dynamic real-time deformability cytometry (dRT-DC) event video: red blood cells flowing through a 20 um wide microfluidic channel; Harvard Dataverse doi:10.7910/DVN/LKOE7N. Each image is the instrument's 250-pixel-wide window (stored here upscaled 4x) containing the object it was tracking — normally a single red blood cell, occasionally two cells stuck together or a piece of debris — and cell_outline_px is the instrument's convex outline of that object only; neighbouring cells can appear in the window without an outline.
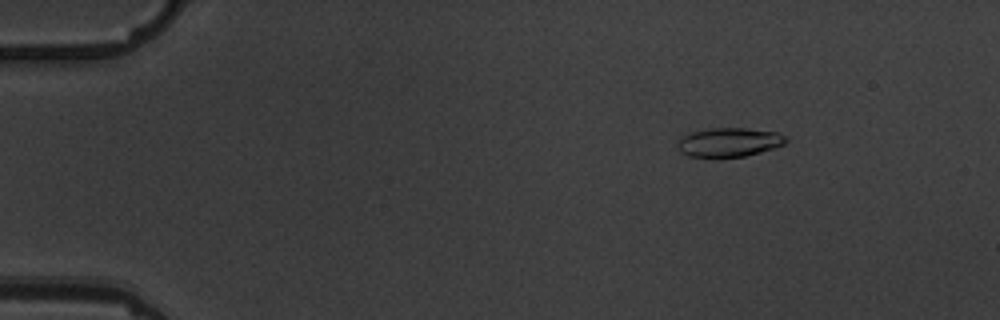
{"species": "common noctule bat (a hibernating species)", "species_latin": "Nyctalus noctula", "temperature_condition": "warm", "stored_images_in_passage": 6, "camera_frame_rate_fps": 3000, "um_per_image_px": 0.085, "animal": {"sex": "male", "body_mass_g": 19.5, "forearm_length_mm": 54.6}, "frame": {"image": 1, "passage_image": 3, "time_ms": 2.333, "image_size_px": [1000, 320], "cell_outline_px": [[788, 140], [784, 144], [760, 152], [744, 156], [688, 156], [680, 152], [676, 144], [680, 136], [688, 132], [712, 128], [744, 128], [776, 132], [784, 136]], "centroid_in_image_um": [61.91, 12.07], "position_along_channel_um": 23.1, "area_um2": 18.15}}